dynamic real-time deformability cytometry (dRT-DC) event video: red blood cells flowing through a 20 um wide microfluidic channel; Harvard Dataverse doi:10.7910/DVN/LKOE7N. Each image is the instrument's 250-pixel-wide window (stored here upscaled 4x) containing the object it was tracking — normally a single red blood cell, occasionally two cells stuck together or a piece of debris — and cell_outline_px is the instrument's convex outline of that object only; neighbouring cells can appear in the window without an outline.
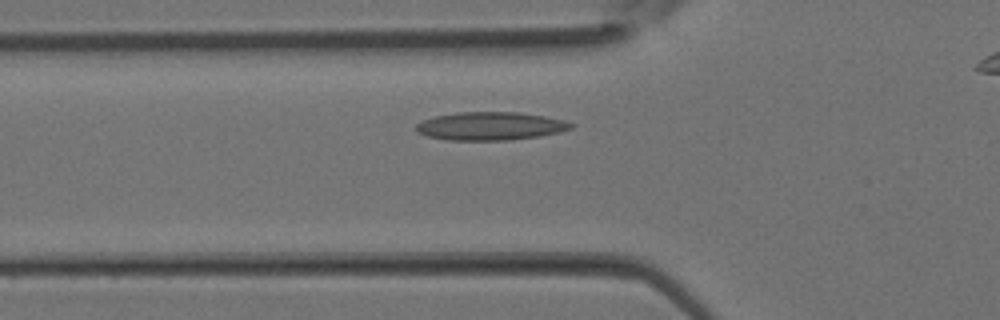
{"species": "Egyptian fruit bat (a non-hibernating species)", "species_latin": "Rousettus aegyptiacus", "temperature_condition": "room temperature", "stored_images_in_passage": 28, "camera_frame_rate_fps": 3000, "um_per_image_px": 0.085, "animal": {"sex": "female"}, "frame": {"image": 1, "passage_image": 7, "time_ms": 2.0, "image_size_px": [1000, 320], "cell_outline_px": [[576, 124], [572, 128], [560, 132], [540, 136], [508, 140], [448, 140], [428, 136], [416, 132], [416, 124], [424, 120], [436, 116], [456, 112], [516, 112], [544, 116], [564, 120]], "centroid_in_image_um": [41.7, 10.72], "position_along_channel_um": 84.1, "area_um2": 25.43}}
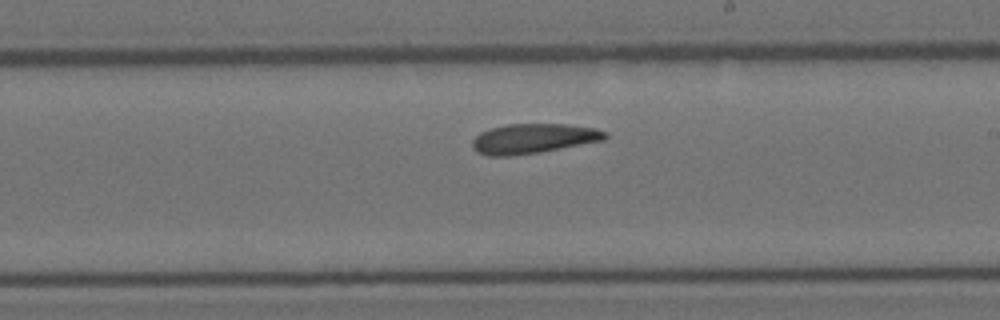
{"frame": {"image": 2, "passage_image": 16, "time_ms": 5.0, "image_size_px": [1000, 320], "cell_outline_px": [[608, 136], [604, 140], [540, 152], [508, 156], [488, 156], [476, 152], [472, 148], [472, 140], [480, 132], [488, 128], [508, 124], [564, 124], [596, 128], [608, 132]], "centroid_in_image_um": [45.31, 11.77], "position_along_channel_um": 243.7, "area_um2": 23.18}}
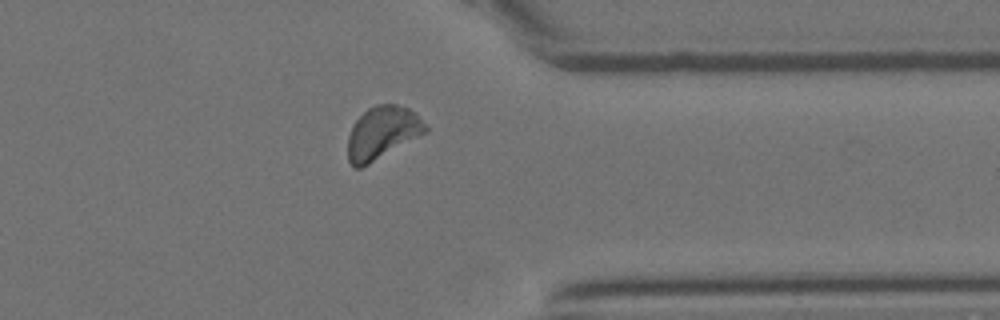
{"frame": {"image": 3, "passage_image": 24, "time_ms": 7.667, "image_size_px": [1000, 320], "cell_outline_px": [[428, 132], [368, 164], [360, 168], [352, 168], [348, 160], [348, 136], [356, 120], [368, 108], [376, 104], [396, 104], [408, 108], [416, 112], [428, 128]], "centroid_in_image_um": [32.51, 11.28], "position_along_channel_um": 378.9, "area_um2": 23.81}}